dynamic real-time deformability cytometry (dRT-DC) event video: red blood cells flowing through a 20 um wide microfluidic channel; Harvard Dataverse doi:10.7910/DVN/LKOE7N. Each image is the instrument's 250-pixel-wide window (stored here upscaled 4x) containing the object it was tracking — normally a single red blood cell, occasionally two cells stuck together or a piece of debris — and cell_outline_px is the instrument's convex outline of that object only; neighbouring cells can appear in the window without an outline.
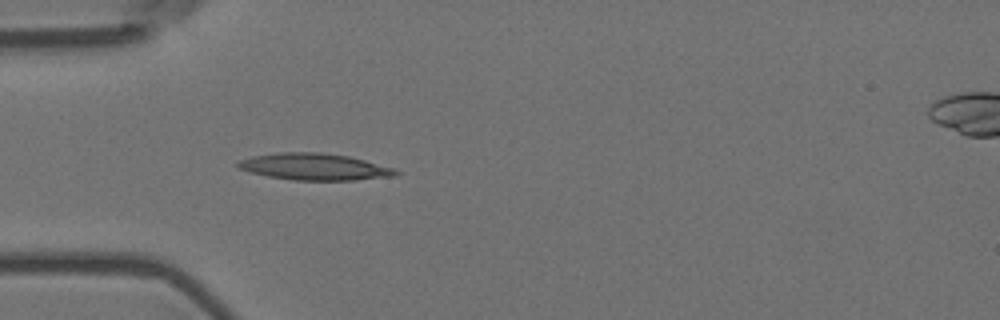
{"species": "Egyptian fruit bat (a non-hibernating species)", "species_latin": "Rousettus aegyptiacus", "temperature_condition": "room temperature", "stored_images_in_passage": 1, "camera_frame_rate_fps": 3000, "um_per_image_px": 0.085, "animal": {"sex": "female"}, "frame": {"image": 1, "passage_image": 1, "time_ms": 0.0, "image_size_px": [1000, 320], "cell_outline_px": [[400, 172], [396, 176], [356, 180], [292, 180], [268, 176], [236, 168], [236, 164], [240, 160], [252, 156], [280, 152], [320, 152], [348, 156], [364, 160], [392, 168]], "centroid_in_image_um": [26.71, 14.17], "position_along_channel_um": 58.3, "area_um2": 24.45}}